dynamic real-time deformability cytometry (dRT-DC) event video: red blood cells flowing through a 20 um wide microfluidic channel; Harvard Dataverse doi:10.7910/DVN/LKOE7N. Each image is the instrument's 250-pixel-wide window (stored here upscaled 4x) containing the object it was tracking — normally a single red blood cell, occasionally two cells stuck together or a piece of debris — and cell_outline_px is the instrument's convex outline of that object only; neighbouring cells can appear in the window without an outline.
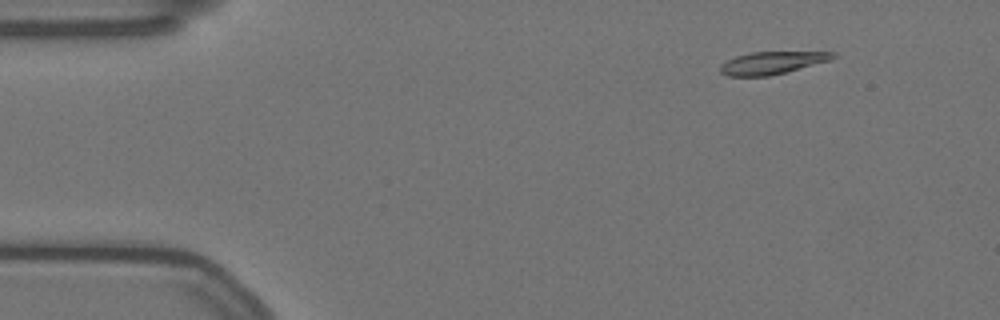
{"species": "Egyptian fruit bat (a non-hibernating species)", "species_latin": "Rousettus aegyptiacus", "temperature_condition": "warm", "stored_images_in_passage": 17, "camera_frame_rate_fps": 3000, "um_per_image_px": 0.085, "animal": {"sex": "female"}, "frame": {"image": 1, "passage_image": 7, "time_ms": 2.0, "image_size_px": [1000, 320], "cell_outline_px": [[836, 56], [832, 60], [768, 76], [728, 76], [720, 72], [720, 64], [736, 56], [752, 52], [836, 52]], "centroid_in_image_um": [65.62, 5.34], "position_along_channel_um": 19.4, "area_um2": 14.62}}
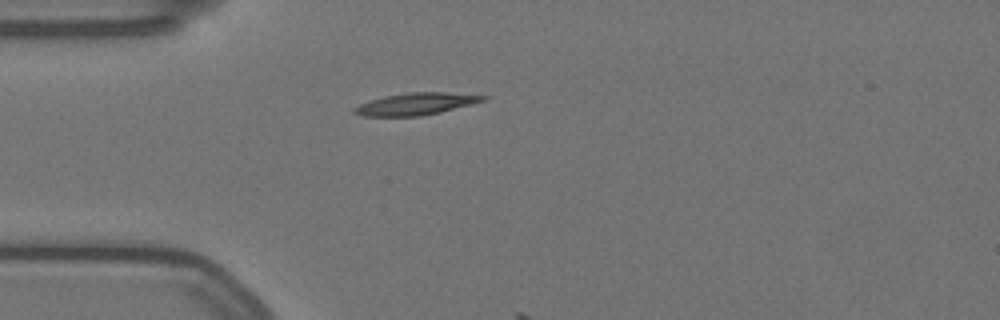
{"frame": {"image": 2, "passage_image": 16, "time_ms": 5.0, "image_size_px": [1000, 320], "cell_outline_px": [[488, 100], [440, 112], [420, 116], [360, 116], [352, 112], [352, 108], [368, 100], [384, 96], [408, 92], [444, 92], [488, 96]], "centroid_in_image_um": [35.32, 8.83], "position_along_channel_um": 49.7, "area_um2": 16.65}}